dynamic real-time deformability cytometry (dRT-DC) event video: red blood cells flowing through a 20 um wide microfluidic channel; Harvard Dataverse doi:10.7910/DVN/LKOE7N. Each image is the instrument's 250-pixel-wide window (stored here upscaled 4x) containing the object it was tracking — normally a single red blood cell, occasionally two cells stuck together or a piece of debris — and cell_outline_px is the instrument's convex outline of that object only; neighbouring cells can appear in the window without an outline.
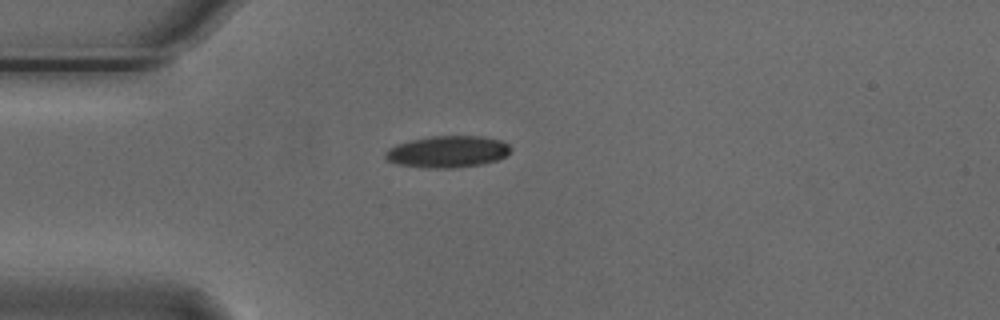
{"species": "Egyptian fruit bat (a non-hibernating species)", "species_latin": "Rousettus aegyptiacus", "temperature_condition": "cold", "stored_images_in_passage": 41, "camera_frame_rate_fps": 3000, "um_per_image_px": 0.085, "animal": {"sex": "male"}, "frame": {"image": 1, "passage_image": 1, "time_ms": 0.0, "image_size_px": [1000, 320], "cell_outline_px": [[512, 148], [504, 156], [496, 160], [480, 164], [452, 168], [428, 168], [400, 164], [388, 160], [384, 156], [384, 152], [388, 148], [396, 144], [408, 140], [428, 136], [480, 136], [500, 140], [508, 144]], "centroid_in_image_um": [38.0, 12.88], "position_along_channel_um": 47.0, "area_um2": 23.06}}
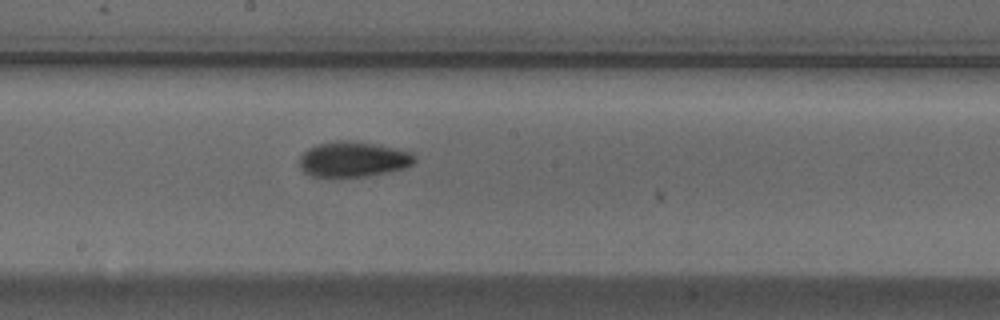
{"frame": {"image": 2, "passage_image": 16, "time_ms": 5.0, "image_size_px": [1000, 320], "cell_outline_px": [[416, 160], [412, 164], [404, 168], [388, 172], [368, 176], [312, 176], [304, 172], [300, 168], [300, 156], [308, 148], [316, 144], [336, 140], [348, 140], [376, 144], [412, 152], [416, 156]], "centroid_in_image_um": [30.02, 13.52], "position_along_channel_um": 218.2, "area_um2": 23.7}}
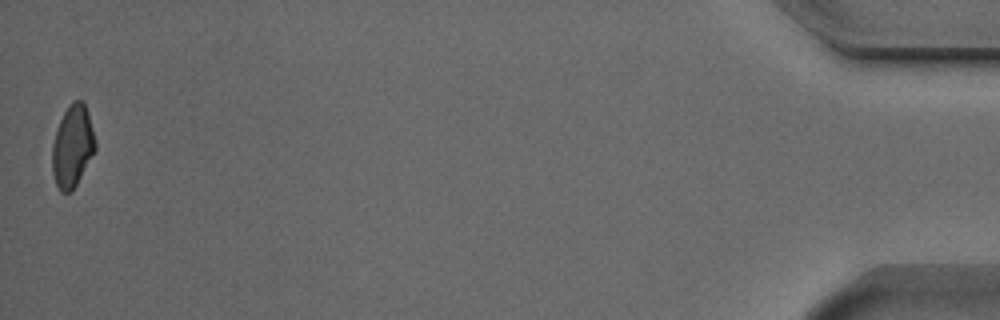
{"frame": {"image": 3, "passage_image": 41, "time_ms": 13.333, "image_size_px": [1000, 320], "cell_outline_px": [[96, 148], [72, 192], [60, 192], [56, 184], [52, 172], [52, 144], [60, 120], [64, 112], [72, 100], [84, 100], [88, 112], [96, 144]], "centroid_in_image_um": [6.15, 12.42], "position_along_channel_um": 429.0, "area_um2": 20.46}, "authors_computed_cell_mechanics": {"area_um2": 22.0796, "velocity_mm_per_s": 3.7313, "shape_relaxation_time_tau1_ms": 4.0328, "shape_relaxation_time_tau2_ms": 8.7618, "deformation_change_tau1": 0.1108, "deformation_change_tau2": 0.1436}}